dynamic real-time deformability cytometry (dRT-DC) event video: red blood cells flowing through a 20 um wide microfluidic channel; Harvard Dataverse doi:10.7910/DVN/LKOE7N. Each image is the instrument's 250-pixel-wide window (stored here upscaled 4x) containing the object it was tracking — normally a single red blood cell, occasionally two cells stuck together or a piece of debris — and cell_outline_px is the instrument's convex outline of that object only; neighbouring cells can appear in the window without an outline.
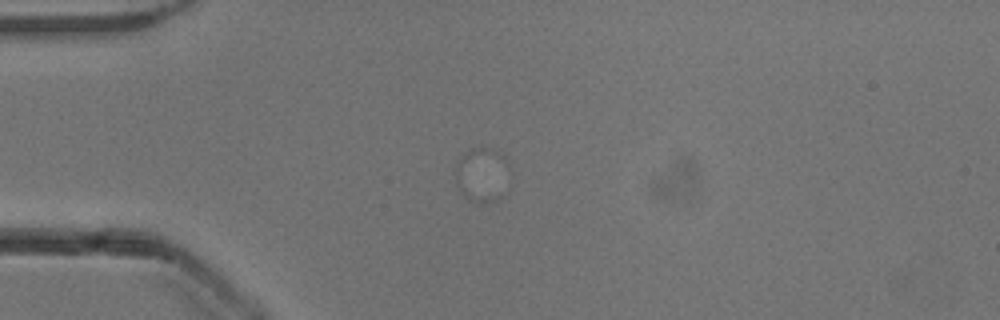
{"species": "common noctule bat (a hibernating species)", "species_latin": "Nyctalus noctula", "temperature_condition": "cold", "stored_images_in_passage": 1, "camera_frame_rate_fps": 3000, "um_per_image_px": 0.085, "animal": {"sex": "male", "body_mass_g": 13.3}, "frame": {"image": 1, "passage_image": 1, "time_ms": 0.0, "image_size_px": [1000, 320], "cell_outline_px": [[504, 160], [500, 196], [488, 204], [480, 204], [468, 200], [464, 196], [456, 184], [456, 164], [460, 156], [472, 148], [480, 144], [492, 148], [504, 156]], "centroid_in_image_um": [40.82, 14.82], "position_along_channel_um": 44.2, "area_um2": 16.42}}